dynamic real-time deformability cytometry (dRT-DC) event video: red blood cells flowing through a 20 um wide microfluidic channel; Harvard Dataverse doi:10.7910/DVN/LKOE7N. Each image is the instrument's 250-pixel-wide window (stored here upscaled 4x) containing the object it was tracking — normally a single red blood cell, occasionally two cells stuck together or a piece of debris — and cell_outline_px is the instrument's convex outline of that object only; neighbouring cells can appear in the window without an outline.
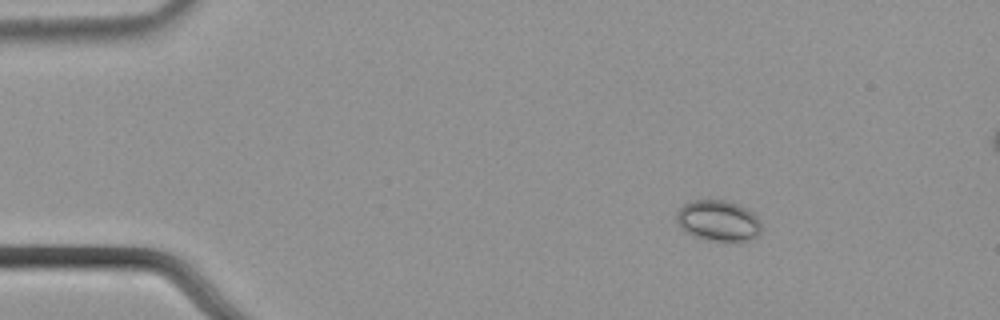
{"species": "common noctule bat (a hibernating species)", "species_latin": "Nyctalus noctula", "temperature_condition": "cold", "stored_images_in_passage": 52, "segment_of_instrument_passage": [1, 2], "camera_frame_rate_fps": 3000, "um_per_image_px": 0.085, "animal": {"sex": "male", "body_mass_g": 21.5, "forearm_length_mm": 52.0}, "frame": {"image": 1, "passage_image": 2, "time_ms": 0.333, "image_size_px": [1000, 320], "cell_outline_px": [[764, 228], [760, 236], [752, 240], [712, 240], [684, 232], [680, 228], [676, 220], [676, 212], [684, 204], [692, 200], [724, 200], [736, 204], [752, 212], [756, 216]], "centroid_in_image_um": [61.07, 18.76], "position_along_channel_um": 23.9, "area_um2": 20.17}}
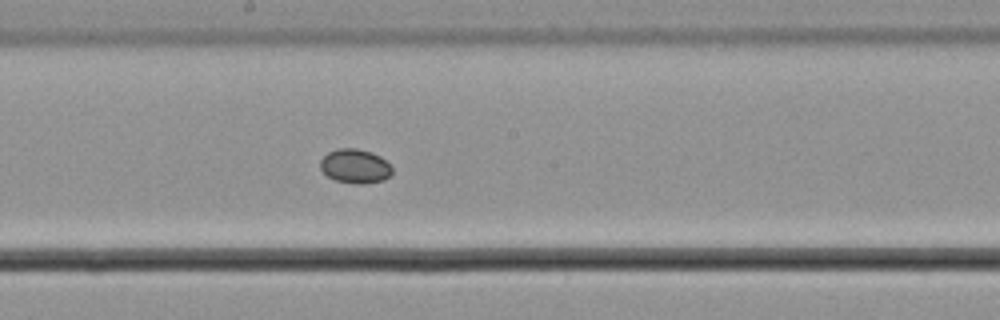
{"frame": {"image": 2, "passage_image": 25, "time_ms": 8.0, "image_size_px": [1000, 320], "cell_outline_px": [[392, 172], [384, 180], [364, 184], [356, 184], [336, 180], [328, 176], [320, 168], [320, 160], [328, 152], [340, 148], [356, 148], [372, 152], [380, 156], [392, 164]], "centroid_in_image_um": [30.21, 14.12], "position_along_channel_um": 218.0, "area_um2": 14.39}}
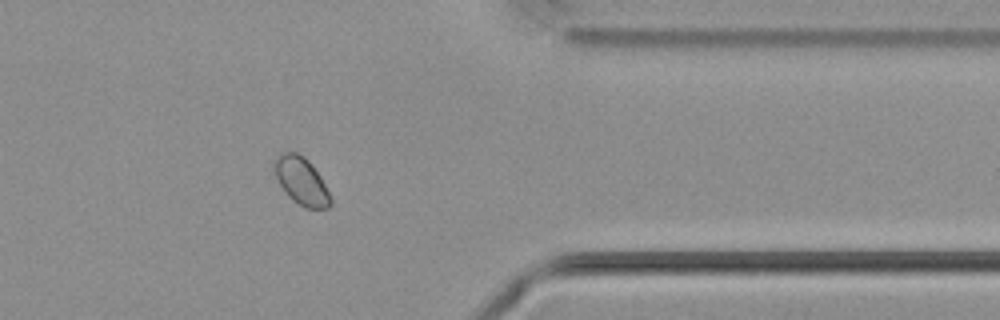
{"frame": {"image": 3, "passage_image": 40, "time_ms": 13.0, "image_size_px": [1000, 320], "cell_outline_px": [[332, 204], [328, 208], [304, 208], [292, 200], [288, 196], [280, 184], [272, 168], [272, 160], [284, 152], [296, 152], [304, 156], [308, 160], [320, 176], [332, 200]], "centroid_in_image_um": [25.59, 15.38], "position_along_channel_um": 385.8, "area_um2": 15.55}}